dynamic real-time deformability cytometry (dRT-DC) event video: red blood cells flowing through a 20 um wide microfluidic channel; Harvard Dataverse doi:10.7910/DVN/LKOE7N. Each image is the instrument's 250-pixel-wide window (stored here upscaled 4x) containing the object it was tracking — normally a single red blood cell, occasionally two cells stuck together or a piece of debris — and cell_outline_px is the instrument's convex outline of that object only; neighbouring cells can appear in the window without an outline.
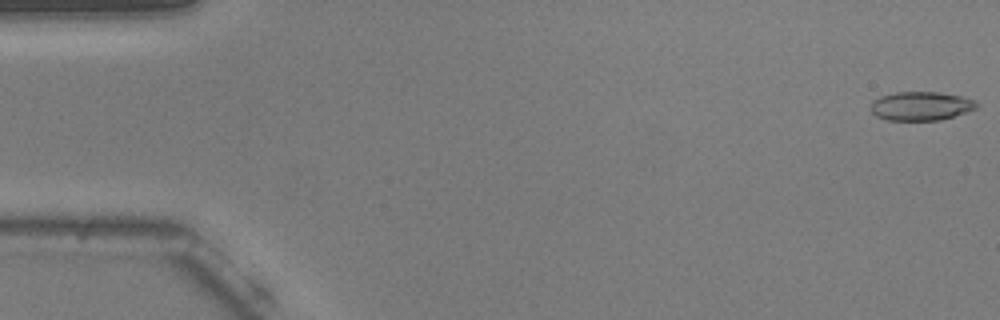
{"species": "common noctule bat (a hibernating species)", "species_latin": "Nyctalus noctula", "temperature_condition": "warm", "stored_images_in_passage": 15, "camera_frame_rate_fps": 3000, "um_per_image_px": 0.085, "animal": {"sex": "male", "body_mass_g": 20.5, "forearm_length_mm": 52.5}, "frame": {"image": 1, "passage_image": 1, "time_ms": 0.0, "image_size_px": [1000, 320], "cell_outline_px": [[980, 104], [976, 108], [940, 120], [888, 120], [876, 116], [872, 112], [872, 100], [880, 96], [896, 92], [940, 92], [960, 96], [976, 100]], "centroid_in_image_um": [78.28, 9.0], "position_along_channel_um": 6.7, "area_um2": 17.69}}
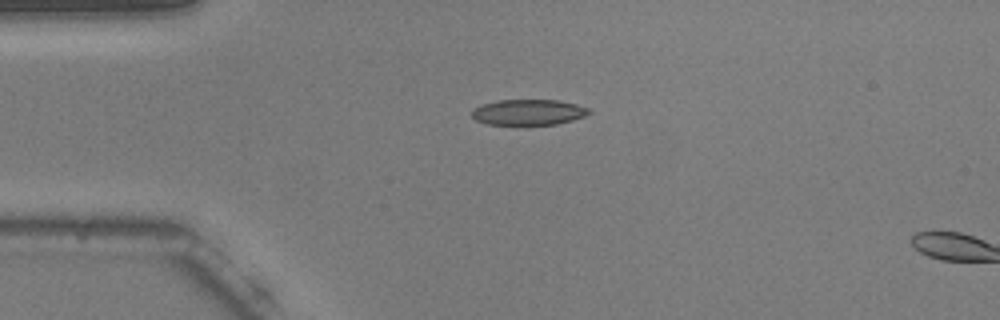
{"frame": {"image": 2, "passage_image": 13, "time_ms": 4.0, "image_size_px": [1000, 320], "cell_outline_px": [[592, 112], [584, 116], [572, 120], [556, 124], [524, 128], [488, 124], [476, 120], [472, 116], [472, 108], [480, 104], [496, 100], [560, 100], [576, 104], [588, 108]], "centroid_in_image_um": [44.87, 9.58], "position_along_channel_um": 40.1, "area_um2": 18.5}}